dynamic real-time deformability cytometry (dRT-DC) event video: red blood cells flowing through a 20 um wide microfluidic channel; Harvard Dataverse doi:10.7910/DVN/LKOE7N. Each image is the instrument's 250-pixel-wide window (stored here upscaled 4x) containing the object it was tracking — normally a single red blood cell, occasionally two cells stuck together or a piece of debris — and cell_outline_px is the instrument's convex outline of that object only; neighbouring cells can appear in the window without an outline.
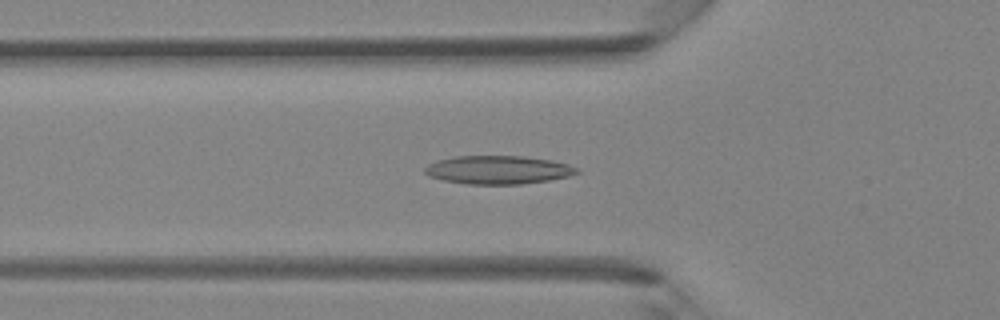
{"species": "Egyptian fruit bat (a non-hibernating species)", "species_latin": "Rousettus aegyptiacus", "temperature_condition": "room temperature", "stored_images_in_passage": 43, "camera_frame_rate_fps": 3000, "um_per_image_px": 0.085, "animal": {"sex": "female"}, "frame": {"image": 1, "passage_image": 15, "time_ms": 4.667, "image_size_px": [1000, 320], "cell_outline_px": [[580, 172], [568, 176], [548, 180], [520, 184], [468, 184], [444, 180], [428, 176], [424, 172], [424, 168], [428, 164], [452, 156], [524, 156], [552, 160], [568, 164], [576, 168]], "centroid_in_image_um": [42.32, 14.43], "position_along_channel_um": 83.5, "area_um2": 25.03}}
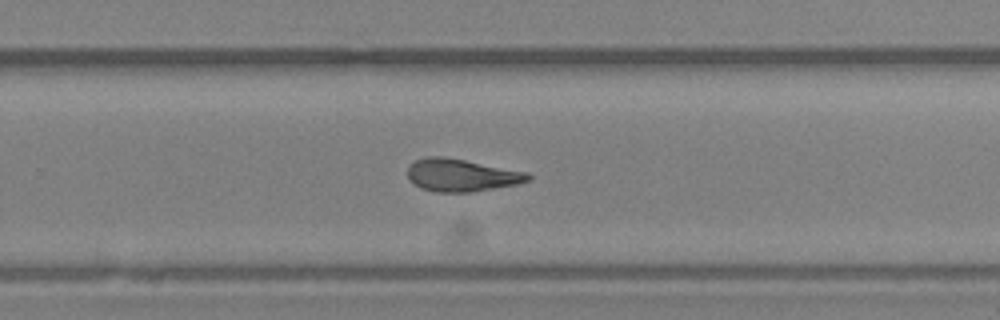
{"frame": {"image": 2, "passage_image": 28, "time_ms": 9.0, "image_size_px": [1000, 320], "cell_outline_px": [[532, 180], [516, 184], [472, 192], [436, 192], [420, 188], [408, 180], [408, 168], [416, 160], [428, 156], [444, 156], [528, 172], [532, 176]], "centroid_in_image_um": [39.23, 14.89], "position_along_channel_um": 290.6, "area_um2": 22.89}}
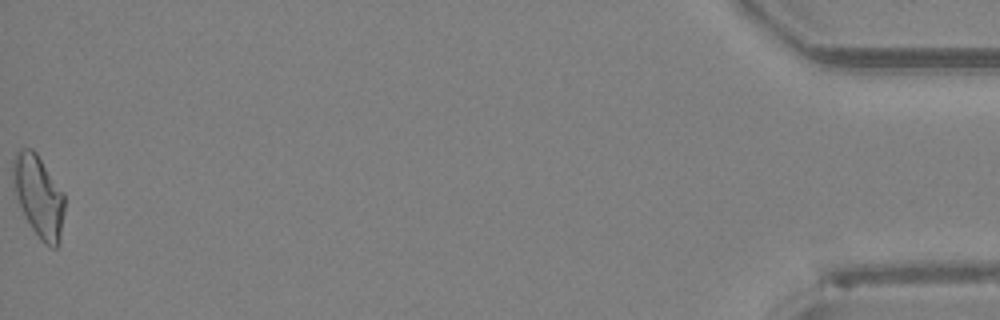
{"frame": {"image": 3, "passage_image": 43, "time_ms": 14.0, "image_size_px": [1000, 320], "cell_outline_px": [[64, 212], [60, 244], [56, 248], [52, 248], [44, 244], [40, 240], [32, 228], [12, 192], [12, 160], [16, 152], [20, 148], [32, 148], [36, 152], [64, 192]], "centroid_in_image_um": [3.27, 16.67], "position_along_channel_um": 431.9, "area_um2": 25.14}}